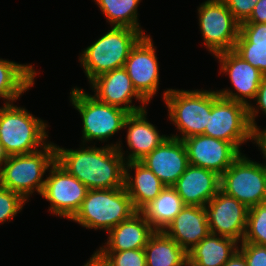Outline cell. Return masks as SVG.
Segmentation results:
<instances>
[{
    "instance_id": "3957f363",
    "label": "cell",
    "mask_w": 266,
    "mask_h": 266,
    "mask_svg": "<svg viewBox=\"0 0 266 266\" xmlns=\"http://www.w3.org/2000/svg\"><path fill=\"white\" fill-rule=\"evenodd\" d=\"M144 35L136 29L110 26L78 55L88 82L114 69L122 68L131 49Z\"/></svg>"
},
{
    "instance_id": "6da1fadb",
    "label": "cell",
    "mask_w": 266,
    "mask_h": 266,
    "mask_svg": "<svg viewBox=\"0 0 266 266\" xmlns=\"http://www.w3.org/2000/svg\"><path fill=\"white\" fill-rule=\"evenodd\" d=\"M56 162L89 190L124 187L125 161L115 147L81 144L65 148L55 143Z\"/></svg>"
},
{
    "instance_id": "d6986e66",
    "label": "cell",
    "mask_w": 266,
    "mask_h": 266,
    "mask_svg": "<svg viewBox=\"0 0 266 266\" xmlns=\"http://www.w3.org/2000/svg\"><path fill=\"white\" fill-rule=\"evenodd\" d=\"M172 187L185 205L204 207L220 190V175L189 164Z\"/></svg>"
},
{
    "instance_id": "9a60e30c",
    "label": "cell",
    "mask_w": 266,
    "mask_h": 266,
    "mask_svg": "<svg viewBox=\"0 0 266 266\" xmlns=\"http://www.w3.org/2000/svg\"><path fill=\"white\" fill-rule=\"evenodd\" d=\"M93 96L99 101L136 113L147 108L148 102L135 90L124 67L94 78L90 83ZM134 98V100H133ZM138 101L139 105L133 103ZM141 104V105H140Z\"/></svg>"
},
{
    "instance_id": "836d02e7",
    "label": "cell",
    "mask_w": 266,
    "mask_h": 266,
    "mask_svg": "<svg viewBox=\"0 0 266 266\" xmlns=\"http://www.w3.org/2000/svg\"><path fill=\"white\" fill-rule=\"evenodd\" d=\"M253 102L247 107L248 119L252 128L257 125L256 119L261 112L266 116V77L262 80Z\"/></svg>"
},
{
    "instance_id": "7402d4cb",
    "label": "cell",
    "mask_w": 266,
    "mask_h": 266,
    "mask_svg": "<svg viewBox=\"0 0 266 266\" xmlns=\"http://www.w3.org/2000/svg\"><path fill=\"white\" fill-rule=\"evenodd\" d=\"M132 171H134V174ZM165 186L166 185L140 161L125 162L124 187L136 211H140L145 205L154 200Z\"/></svg>"
},
{
    "instance_id": "e575fe53",
    "label": "cell",
    "mask_w": 266,
    "mask_h": 266,
    "mask_svg": "<svg viewBox=\"0 0 266 266\" xmlns=\"http://www.w3.org/2000/svg\"><path fill=\"white\" fill-rule=\"evenodd\" d=\"M234 18L239 22H245L253 12L259 0H223Z\"/></svg>"
},
{
    "instance_id": "7c38bea8",
    "label": "cell",
    "mask_w": 266,
    "mask_h": 266,
    "mask_svg": "<svg viewBox=\"0 0 266 266\" xmlns=\"http://www.w3.org/2000/svg\"><path fill=\"white\" fill-rule=\"evenodd\" d=\"M216 58L219 63V75L228 76L232 89L226 87L217 89L219 96L240 102L247 107L254 100L262 80L266 77L257 68L245 61L234 50L219 53Z\"/></svg>"
},
{
    "instance_id": "2e32d148",
    "label": "cell",
    "mask_w": 266,
    "mask_h": 266,
    "mask_svg": "<svg viewBox=\"0 0 266 266\" xmlns=\"http://www.w3.org/2000/svg\"><path fill=\"white\" fill-rule=\"evenodd\" d=\"M147 108L130 113L124 122L123 129H126L127 151L123 150L122 139L114 143V147L124 158L125 162L140 161L156 147H158L169 135L162 134L147 118Z\"/></svg>"
},
{
    "instance_id": "5b68a950",
    "label": "cell",
    "mask_w": 266,
    "mask_h": 266,
    "mask_svg": "<svg viewBox=\"0 0 266 266\" xmlns=\"http://www.w3.org/2000/svg\"><path fill=\"white\" fill-rule=\"evenodd\" d=\"M55 161L53 141L36 152L9 156L0 167V185L30 202L33 193H42L46 172Z\"/></svg>"
},
{
    "instance_id": "1f68e13d",
    "label": "cell",
    "mask_w": 266,
    "mask_h": 266,
    "mask_svg": "<svg viewBox=\"0 0 266 266\" xmlns=\"http://www.w3.org/2000/svg\"><path fill=\"white\" fill-rule=\"evenodd\" d=\"M239 35L252 48L266 49V23H240Z\"/></svg>"
},
{
    "instance_id": "f35d334b",
    "label": "cell",
    "mask_w": 266,
    "mask_h": 266,
    "mask_svg": "<svg viewBox=\"0 0 266 266\" xmlns=\"http://www.w3.org/2000/svg\"><path fill=\"white\" fill-rule=\"evenodd\" d=\"M82 266H110L104 258H102L96 251Z\"/></svg>"
},
{
    "instance_id": "484cf974",
    "label": "cell",
    "mask_w": 266,
    "mask_h": 266,
    "mask_svg": "<svg viewBox=\"0 0 266 266\" xmlns=\"http://www.w3.org/2000/svg\"><path fill=\"white\" fill-rule=\"evenodd\" d=\"M184 207L185 204L177 191L172 186H165L162 192L139 212L155 231H164Z\"/></svg>"
},
{
    "instance_id": "4fadbf2b",
    "label": "cell",
    "mask_w": 266,
    "mask_h": 266,
    "mask_svg": "<svg viewBox=\"0 0 266 266\" xmlns=\"http://www.w3.org/2000/svg\"><path fill=\"white\" fill-rule=\"evenodd\" d=\"M152 36H143L131 49L124 68L135 90L148 102L157 95L160 84V65L157 47Z\"/></svg>"
},
{
    "instance_id": "e0dca14e",
    "label": "cell",
    "mask_w": 266,
    "mask_h": 266,
    "mask_svg": "<svg viewBox=\"0 0 266 266\" xmlns=\"http://www.w3.org/2000/svg\"><path fill=\"white\" fill-rule=\"evenodd\" d=\"M193 166L212 170L222 175L242 154L233 144L205 135H195L182 140Z\"/></svg>"
},
{
    "instance_id": "83f0119b",
    "label": "cell",
    "mask_w": 266,
    "mask_h": 266,
    "mask_svg": "<svg viewBox=\"0 0 266 266\" xmlns=\"http://www.w3.org/2000/svg\"><path fill=\"white\" fill-rule=\"evenodd\" d=\"M242 242L266 246V202L248 208L247 228Z\"/></svg>"
},
{
    "instance_id": "ffe728a7",
    "label": "cell",
    "mask_w": 266,
    "mask_h": 266,
    "mask_svg": "<svg viewBox=\"0 0 266 266\" xmlns=\"http://www.w3.org/2000/svg\"><path fill=\"white\" fill-rule=\"evenodd\" d=\"M155 232L144 216L137 211L107 232L105 243L96 252H121L144 249L150 236Z\"/></svg>"
},
{
    "instance_id": "cb8c5ba5",
    "label": "cell",
    "mask_w": 266,
    "mask_h": 266,
    "mask_svg": "<svg viewBox=\"0 0 266 266\" xmlns=\"http://www.w3.org/2000/svg\"><path fill=\"white\" fill-rule=\"evenodd\" d=\"M238 249L236 240L210 233L188 251V266H223Z\"/></svg>"
},
{
    "instance_id": "8992f818",
    "label": "cell",
    "mask_w": 266,
    "mask_h": 266,
    "mask_svg": "<svg viewBox=\"0 0 266 266\" xmlns=\"http://www.w3.org/2000/svg\"><path fill=\"white\" fill-rule=\"evenodd\" d=\"M136 212L125 187L90 189L70 221L86 230H102L107 233Z\"/></svg>"
},
{
    "instance_id": "7a4b0ae2",
    "label": "cell",
    "mask_w": 266,
    "mask_h": 266,
    "mask_svg": "<svg viewBox=\"0 0 266 266\" xmlns=\"http://www.w3.org/2000/svg\"><path fill=\"white\" fill-rule=\"evenodd\" d=\"M69 102L79 112L82 121L81 144L96 145L103 142L114 147L108 140L123 130L126 117L130 114L123 108L99 101L90 92L81 87H72Z\"/></svg>"
},
{
    "instance_id": "603a6c76",
    "label": "cell",
    "mask_w": 266,
    "mask_h": 266,
    "mask_svg": "<svg viewBox=\"0 0 266 266\" xmlns=\"http://www.w3.org/2000/svg\"><path fill=\"white\" fill-rule=\"evenodd\" d=\"M40 74L35 65L3 59L0 57V100L2 104L17 102L21 96L35 85Z\"/></svg>"
},
{
    "instance_id": "277c9868",
    "label": "cell",
    "mask_w": 266,
    "mask_h": 266,
    "mask_svg": "<svg viewBox=\"0 0 266 266\" xmlns=\"http://www.w3.org/2000/svg\"><path fill=\"white\" fill-rule=\"evenodd\" d=\"M14 103L0 106V142L8 156L33 153L45 147L50 142L48 122Z\"/></svg>"
},
{
    "instance_id": "ac0fdd59",
    "label": "cell",
    "mask_w": 266,
    "mask_h": 266,
    "mask_svg": "<svg viewBox=\"0 0 266 266\" xmlns=\"http://www.w3.org/2000/svg\"><path fill=\"white\" fill-rule=\"evenodd\" d=\"M140 162L166 186H172L189 165L183 141L171 136H168Z\"/></svg>"
},
{
    "instance_id": "d4e9b609",
    "label": "cell",
    "mask_w": 266,
    "mask_h": 266,
    "mask_svg": "<svg viewBox=\"0 0 266 266\" xmlns=\"http://www.w3.org/2000/svg\"><path fill=\"white\" fill-rule=\"evenodd\" d=\"M146 266H188V252L164 231H155L144 247Z\"/></svg>"
},
{
    "instance_id": "f1b7e54d",
    "label": "cell",
    "mask_w": 266,
    "mask_h": 266,
    "mask_svg": "<svg viewBox=\"0 0 266 266\" xmlns=\"http://www.w3.org/2000/svg\"><path fill=\"white\" fill-rule=\"evenodd\" d=\"M28 203L20 194L0 185V225L11 222Z\"/></svg>"
},
{
    "instance_id": "ba28073f",
    "label": "cell",
    "mask_w": 266,
    "mask_h": 266,
    "mask_svg": "<svg viewBox=\"0 0 266 266\" xmlns=\"http://www.w3.org/2000/svg\"><path fill=\"white\" fill-rule=\"evenodd\" d=\"M220 190L247 208L266 202V163L242 153L220 176Z\"/></svg>"
},
{
    "instance_id": "8d00e7d4",
    "label": "cell",
    "mask_w": 266,
    "mask_h": 266,
    "mask_svg": "<svg viewBox=\"0 0 266 266\" xmlns=\"http://www.w3.org/2000/svg\"><path fill=\"white\" fill-rule=\"evenodd\" d=\"M242 23H266V0H259L250 17Z\"/></svg>"
},
{
    "instance_id": "74e56055",
    "label": "cell",
    "mask_w": 266,
    "mask_h": 266,
    "mask_svg": "<svg viewBox=\"0 0 266 266\" xmlns=\"http://www.w3.org/2000/svg\"><path fill=\"white\" fill-rule=\"evenodd\" d=\"M223 266H248L244 255L238 249Z\"/></svg>"
},
{
    "instance_id": "d590c367",
    "label": "cell",
    "mask_w": 266,
    "mask_h": 266,
    "mask_svg": "<svg viewBox=\"0 0 266 266\" xmlns=\"http://www.w3.org/2000/svg\"><path fill=\"white\" fill-rule=\"evenodd\" d=\"M258 124L252 128V143L258 146V150L262 153V162L266 163V126L264 129Z\"/></svg>"
},
{
    "instance_id": "5bb4252c",
    "label": "cell",
    "mask_w": 266,
    "mask_h": 266,
    "mask_svg": "<svg viewBox=\"0 0 266 266\" xmlns=\"http://www.w3.org/2000/svg\"><path fill=\"white\" fill-rule=\"evenodd\" d=\"M204 208L211 234L243 241L248 214L243 203L219 190Z\"/></svg>"
},
{
    "instance_id": "30bf717a",
    "label": "cell",
    "mask_w": 266,
    "mask_h": 266,
    "mask_svg": "<svg viewBox=\"0 0 266 266\" xmlns=\"http://www.w3.org/2000/svg\"><path fill=\"white\" fill-rule=\"evenodd\" d=\"M199 30L203 46L209 54L234 50L240 23L223 0H206L197 7Z\"/></svg>"
},
{
    "instance_id": "4dcf8cb0",
    "label": "cell",
    "mask_w": 266,
    "mask_h": 266,
    "mask_svg": "<svg viewBox=\"0 0 266 266\" xmlns=\"http://www.w3.org/2000/svg\"><path fill=\"white\" fill-rule=\"evenodd\" d=\"M234 51L266 76V49L252 48L249 43L238 35Z\"/></svg>"
},
{
    "instance_id": "9c48e42d",
    "label": "cell",
    "mask_w": 266,
    "mask_h": 266,
    "mask_svg": "<svg viewBox=\"0 0 266 266\" xmlns=\"http://www.w3.org/2000/svg\"><path fill=\"white\" fill-rule=\"evenodd\" d=\"M203 135L230 142L243 153L241 146L252 141L247 106L223 98L213 89L212 108Z\"/></svg>"
},
{
    "instance_id": "44dd1931",
    "label": "cell",
    "mask_w": 266,
    "mask_h": 266,
    "mask_svg": "<svg viewBox=\"0 0 266 266\" xmlns=\"http://www.w3.org/2000/svg\"><path fill=\"white\" fill-rule=\"evenodd\" d=\"M164 232L187 252L190 251L210 234L205 208L185 205Z\"/></svg>"
},
{
    "instance_id": "f546056e",
    "label": "cell",
    "mask_w": 266,
    "mask_h": 266,
    "mask_svg": "<svg viewBox=\"0 0 266 266\" xmlns=\"http://www.w3.org/2000/svg\"><path fill=\"white\" fill-rule=\"evenodd\" d=\"M110 266H146L144 249L97 252Z\"/></svg>"
},
{
    "instance_id": "52a82bcc",
    "label": "cell",
    "mask_w": 266,
    "mask_h": 266,
    "mask_svg": "<svg viewBox=\"0 0 266 266\" xmlns=\"http://www.w3.org/2000/svg\"><path fill=\"white\" fill-rule=\"evenodd\" d=\"M162 96L168 111L167 117L177 130L176 134H169L171 137L184 140L204 134L212 108V89L169 88L164 89Z\"/></svg>"
},
{
    "instance_id": "ab89813d",
    "label": "cell",
    "mask_w": 266,
    "mask_h": 266,
    "mask_svg": "<svg viewBox=\"0 0 266 266\" xmlns=\"http://www.w3.org/2000/svg\"><path fill=\"white\" fill-rule=\"evenodd\" d=\"M8 154L4 149L3 144L0 142V167L2 165V163L8 158Z\"/></svg>"
},
{
    "instance_id": "d6a6232c",
    "label": "cell",
    "mask_w": 266,
    "mask_h": 266,
    "mask_svg": "<svg viewBox=\"0 0 266 266\" xmlns=\"http://www.w3.org/2000/svg\"><path fill=\"white\" fill-rule=\"evenodd\" d=\"M239 250L245 257L248 266H266V246L241 242Z\"/></svg>"
},
{
    "instance_id": "4316f807",
    "label": "cell",
    "mask_w": 266,
    "mask_h": 266,
    "mask_svg": "<svg viewBox=\"0 0 266 266\" xmlns=\"http://www.w3.org/2000/svg\"><path fill=\"white\" fill-rule=\"evenodd\" d=\"M100 9L108 25L127 27L139 30L144 36L148 35L141 28L139 20V4L142 0H92Z\"/></svg>"
},
{
    "instance_id": "8fae6325",
    "label": "cell",
    "mask_w": 266,
    "mask_h": 266,
    "mask_svg": "<svg viewBox=\"0 0 266 266\" xmlns=\"http://www.w3.org/2000/svg\"><path fill=\"white\" fill-rule=\"evenodd\" d=\"M47 173L40 196L50 203L48 211L53 216L71 220L89 189L56 161Z\"/></svg>"
}]
</instances>
